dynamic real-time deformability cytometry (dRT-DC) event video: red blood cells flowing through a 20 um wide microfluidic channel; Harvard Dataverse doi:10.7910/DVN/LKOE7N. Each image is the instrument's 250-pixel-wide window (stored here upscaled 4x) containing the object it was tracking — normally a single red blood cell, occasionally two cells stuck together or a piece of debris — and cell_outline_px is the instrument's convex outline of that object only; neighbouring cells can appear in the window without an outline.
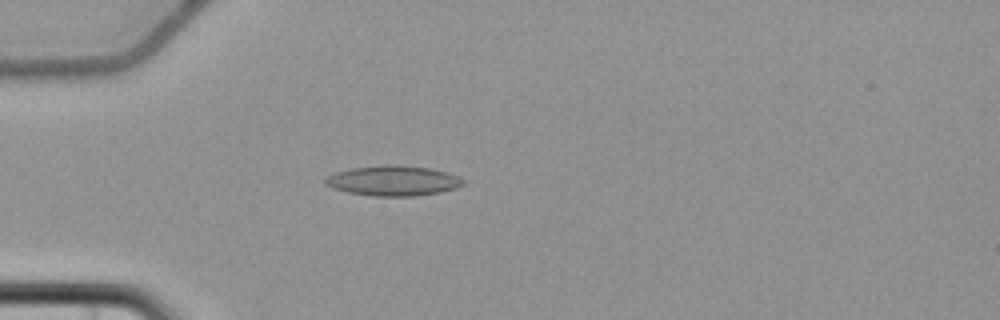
{"species": "common noctule bat (a hibernating species)", "species_latin": "Nyctalus noctula", "temperature_condition": "cold", "stored_images_in_passage": 1, "camera_frame_rate_fps": 3000, "um_per_image_px": 0.085, "animal": {"sex": "female", "body_mass_g": 22.7, "forearm_length_mm": 54.2}, "frame": {"image": 1, "passage_image": 1, "time_ms": 0.0, "image_size_px": [1000, 320], "cell_outline_px": [[464, 184], [456, 188], [440, 192], [416, 196], [372, 196], [348, 192], [332, 188], [324, 184], [324, 180], [328, 176], [336, 172], [352, 168], [384, 164], [396, 164], [428, 168], [448, 172], [460, 176], [464, 180]], "centroid_in_image_um": [33.43, 15.36], "position_along_channel_um": 51.6, "area_um2": 24.39}}